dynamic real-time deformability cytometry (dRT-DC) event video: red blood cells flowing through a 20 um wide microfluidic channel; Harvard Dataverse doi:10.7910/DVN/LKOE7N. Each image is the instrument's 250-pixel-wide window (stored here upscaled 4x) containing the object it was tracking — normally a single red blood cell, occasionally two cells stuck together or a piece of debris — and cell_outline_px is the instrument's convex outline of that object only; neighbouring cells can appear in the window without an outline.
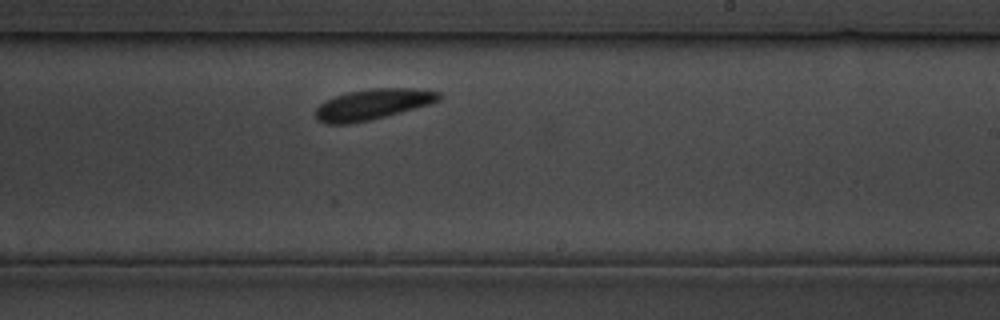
{"species": "common noctule bat (a hibernating species)", "species_latin": "Nyctalus noctula", "temperature_condition": "cold", "stored_images_in_passage": 14, "camera_frame_rate_fps": 3000, "um_per_image_px": 0.085, "animal": {"sex": "male", "body_mass_g": 19.5, "forearm_length_mm": 54.6}, "frame": {"image": 1, "passage_image": 14, "time_ms": 16.0, "image_size_px": [1000, 320], "cell_outline_px": [[444, 96], [440, 100], [428, 104], [384, 116], [368, 120], [348, 124], [324, 124], [316, 120], [316, 108], [320, 104], [336, 96], [348, 92], [372, 88], [412, 88], [440, 92]], "centroid_in_image_um": [31.67, 8.86], "position_along_channel_um": 257.3, "area_um2": 21.73}}